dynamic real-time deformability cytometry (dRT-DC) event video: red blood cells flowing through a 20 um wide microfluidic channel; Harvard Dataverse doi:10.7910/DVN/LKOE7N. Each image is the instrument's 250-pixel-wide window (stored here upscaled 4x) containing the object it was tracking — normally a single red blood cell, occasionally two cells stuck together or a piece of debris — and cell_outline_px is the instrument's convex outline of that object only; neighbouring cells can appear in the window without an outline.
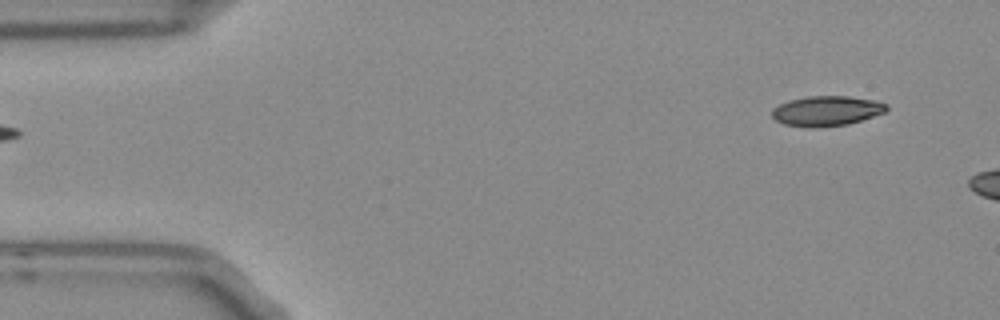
{"species": "Egyptian fruit bat (a non-hibernating species)", "species_latin": "Rousettus aegyptiacus", "temperature_condition": "room temperature", "stored_images_in_passage": 2, "camera_frame_rate_fps": 3000, "um_per_image_px": 0.085, "frame": {"image": 1, "passage_image": 2, "time_ms": 0.333, "image_size_px": [1000, 320], "cell_outline_px": [[888, 108], [884, 112], [848, 124], [816, 128], [812, 128], [784, 124], [776, 120], [772, 116], [772, 108], [788, 100], [808, 96], [848, 96], [876, 100], [888, 104]], "centroid_in_image_um": [70.25, 9.42], "position_along_channel_um": 14.8, "area_um2": 20.06}}